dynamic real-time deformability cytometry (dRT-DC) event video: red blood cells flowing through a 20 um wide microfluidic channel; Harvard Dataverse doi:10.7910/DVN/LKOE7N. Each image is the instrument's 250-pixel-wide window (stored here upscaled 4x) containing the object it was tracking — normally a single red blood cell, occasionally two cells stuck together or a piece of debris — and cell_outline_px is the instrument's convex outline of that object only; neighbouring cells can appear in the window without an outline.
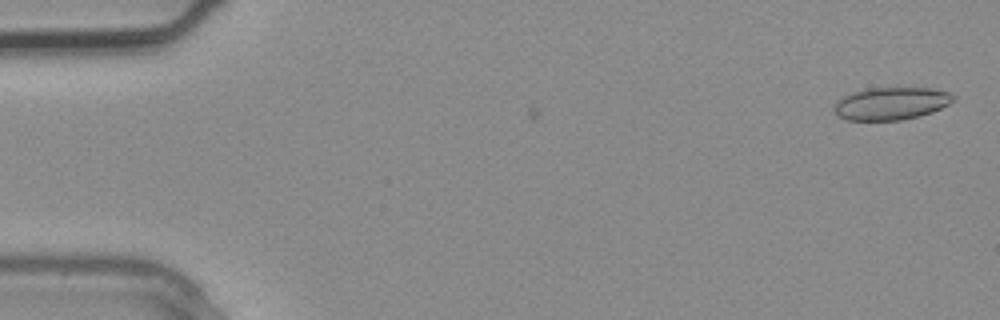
{"species": "common noctule bat (a hibernating species)", "species_latin": "Nyctalus noctula", "temperature_condition": "warm", "stored_images_in_passage": 3, "camera_frame_rate_fps": 3000, "um_per_image_px": 0.085, "animal": {"sex": "male", "body_mass_g": 20.4}, "frame": {"image": 1, "passage_image": 1, "time_ms": 0.0, "image_size_px": [1000, 320], "cell_outline_px": [[956, 100], [932, 112], [920, 116], [900, 120], [848, 120], [840, 116], [832, 108], [836, 100], [852, 92], [868, 88], [932, 88], [948, 92], [956, 96]], "centroid_in_image_um": [75.75, 8.79], "position_along_channel_um": 9.2, "area_um2": 22.66}}